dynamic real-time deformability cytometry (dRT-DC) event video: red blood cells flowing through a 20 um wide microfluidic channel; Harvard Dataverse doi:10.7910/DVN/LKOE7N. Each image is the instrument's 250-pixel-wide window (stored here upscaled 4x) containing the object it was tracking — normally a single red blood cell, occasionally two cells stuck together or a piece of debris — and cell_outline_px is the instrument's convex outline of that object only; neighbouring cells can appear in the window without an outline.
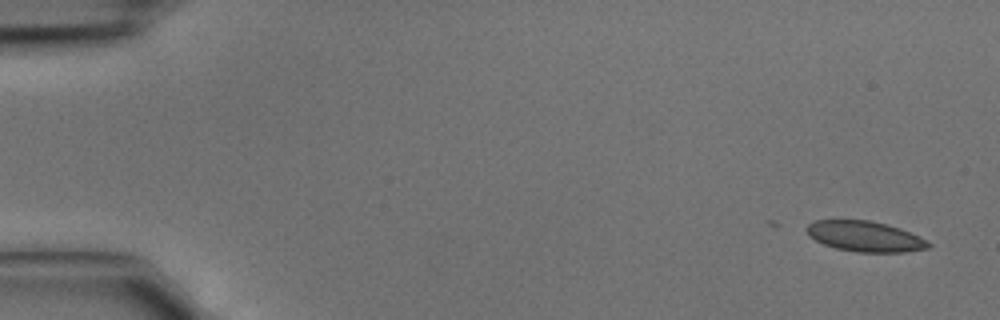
{"species": "common noctule bat (a hibernating species)", "species_latin": "Nyctalus noctula", "temperature_condition": "cold", "stored_images_in_passage": 5, "camera_frame_rate_fps": 3000, "um_per_image_px": 0.085, "animal": {"sex": "male", "body_mass_g": 15.6}, "frame": {"image": 1, "passage_image": 2, "time_ms": 0.333, "image_size_px": [1000, 320], "cell_outline_px": [[932, 244], [928, 248], [904, 252], [856, 252], [836, 248], [824, 244], [808, 236], [804, 228], [808, 224], [816, 220], [868, 220], [888, 224], [900, 228], [920, 236], [928, 240]], "centroid_in_image_um": [73.53, 20.09], "position_along_channel_um": 11.5, "area_um2": 21.79}}
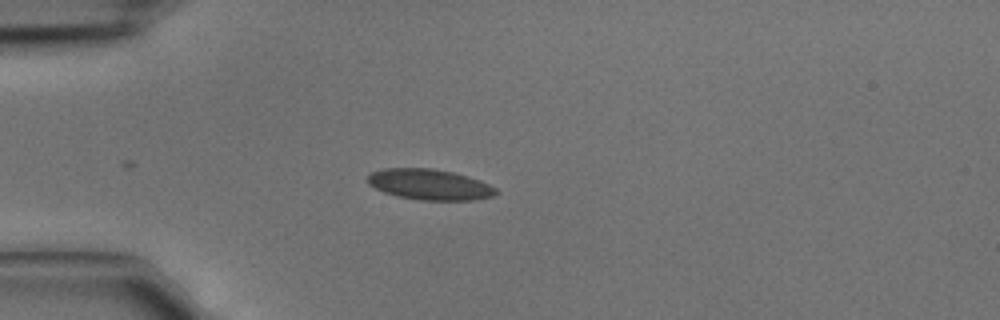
{"frame": {"image": 2, "passage_image": 4, "time_ms": 1.0, "image_size_px": [1000, 320], "cell_outline_px": [[500, 192], [496, 196], [476, 200], [420, 200], [396, 196], [384, 192], [368, 184], [368, 176], [372, 172], [384, 168], [432, 168], [452, 172], [480, 180], [496, 188]], "centroid_in_image_um": [36.55, 15.69], "position_along_channel_um": 48.4, "area_um2": 23.06}}